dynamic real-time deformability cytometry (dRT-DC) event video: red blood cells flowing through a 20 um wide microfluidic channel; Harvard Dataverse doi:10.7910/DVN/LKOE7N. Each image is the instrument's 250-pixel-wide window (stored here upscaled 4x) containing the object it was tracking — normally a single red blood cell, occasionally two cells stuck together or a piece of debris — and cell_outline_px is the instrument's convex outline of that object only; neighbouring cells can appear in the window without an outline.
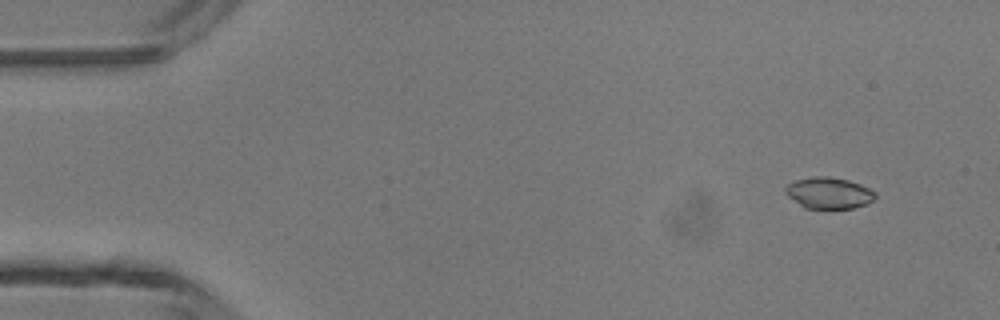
{"species": "common noctule bat (a hibernating species)", "species_latin": "Nyctalus noctula", "temperature_condition": "room temperature", "stored_images_in_passage": 47, "camera_frame_rate_fps": 3000, "um_per_image_px": 0.085, "animal": {"sex": "male", "body_mass_g": 13.3}, "frame": {"image": 1, "passage_image": 4, "time_ms": 1.0, "image_size_px": [1000, 320], "cell_outline_px": [[876, 196], [868, 204], [852, 208], [804, 208], [788, 196], [784, 192], [784, 188], [788, 184], [796, 180], [812, 176], [828, 176], [848, 180], [860, 184], [876, 192]], "centroid_in_image_um": [70.44, 16.4], "position_along_channel_um": 14.6, "area_um2": 16.42}}
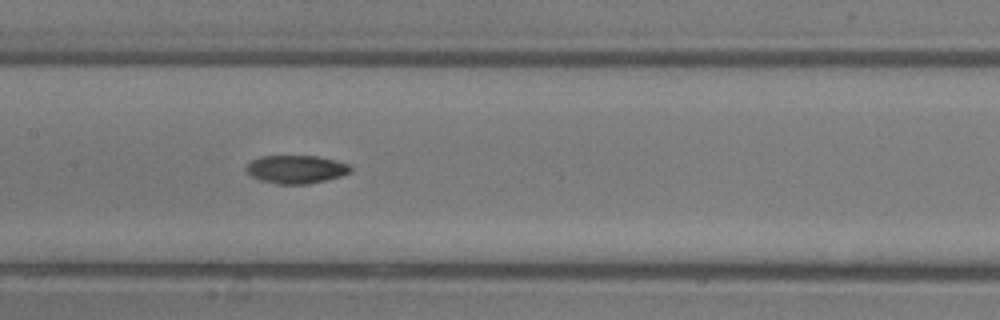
{"frame": {"image": 2, "passage_image": 23, "time_ms": 7.333, "image_size_px": [1000, 320], "cell_outline_px": [[352, 172], [340, 176], [308, 184], [276, 184], [260, 180], [252, 176], [244, 168], [252, 160], [260, 156], [316, 156], [336, 160], [352, 164]], "centroid_in_image_um": [25.2, 14.38], "position_along_channel_um": 182.2, "area_um2": 17.22}}
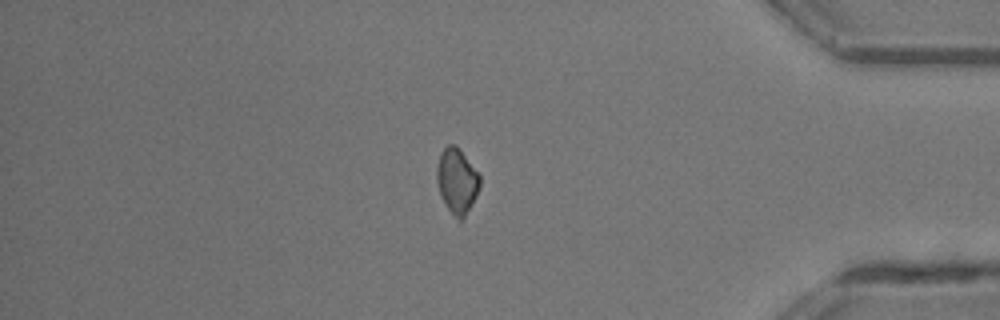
{"frame": {"image": 3, "passage_image": 40, "time_ms": 13.0, "image_size_px": [1000, 320], "cell_outline_px": [[480, 184], [476, 196], [472, 204], [464, 216], [460, 220], [448, 208], [440, 196], [436, 180], [436, 168], [440, 152], [448, 144], [456, 144], [460, 148], [480, 176]], "centroid_in_image_um": [38.82, 15.31], "position_along_channel_um": 396.4, "area_um2": 16.24}, "authors_computed_cell_mechanics": {"area_um2": 16.6464, "velocity_mm_per_s": 4.3744, "shape_relaxation_time_tau1_ms": 7.5273, "shape_relaxation_time_tau2_ms": 2.1735, "deformation_change_tau1": 0.1218, "deformation_change_tau2": 0.0487}}